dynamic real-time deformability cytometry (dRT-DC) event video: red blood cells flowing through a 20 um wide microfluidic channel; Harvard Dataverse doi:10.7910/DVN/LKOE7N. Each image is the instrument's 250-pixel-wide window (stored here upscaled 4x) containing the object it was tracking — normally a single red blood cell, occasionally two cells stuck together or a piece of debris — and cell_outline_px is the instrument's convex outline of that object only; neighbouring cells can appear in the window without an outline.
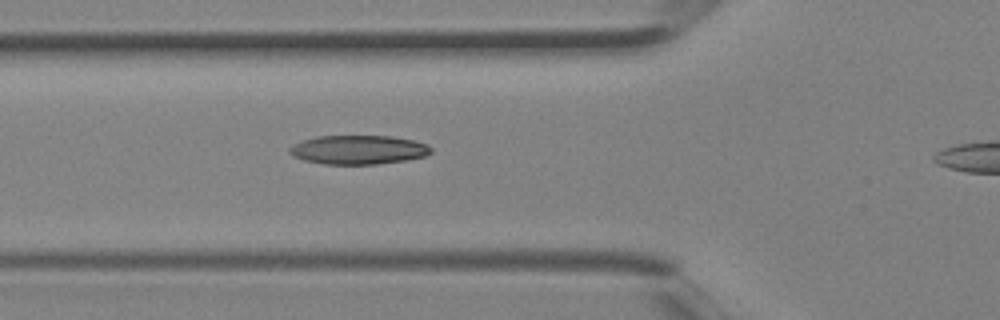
{"species": "Egyptian fruit bat (a non-hibernating species)", "species_latin": "Rousettus aegyptiacus", "temperature_condition": "room temperature", "stored_images_in_passage": 5, "camera_frame_rate_fps": 3000, "um_per_image_px": 0.085, "animal": {"sex": "female"}, "frame": {"image": 1, "passage_image": 4, "time_ms": 1.0, "image_size_px": [1000, 320], "cell_outline_px": [[432, 152], [424, 156], [408, 160], [376, 164], [324, 164], [304, 160], [292, 156], [288, 152], [288, 148], [304, 140], [316, 136], [392, 136], [412, 140], [428, 144], [432, 148]], "centroid_in_image_um": [30.47, 12.73], "position_along_channel_um": 95.3, "area_um2": 23.93}}